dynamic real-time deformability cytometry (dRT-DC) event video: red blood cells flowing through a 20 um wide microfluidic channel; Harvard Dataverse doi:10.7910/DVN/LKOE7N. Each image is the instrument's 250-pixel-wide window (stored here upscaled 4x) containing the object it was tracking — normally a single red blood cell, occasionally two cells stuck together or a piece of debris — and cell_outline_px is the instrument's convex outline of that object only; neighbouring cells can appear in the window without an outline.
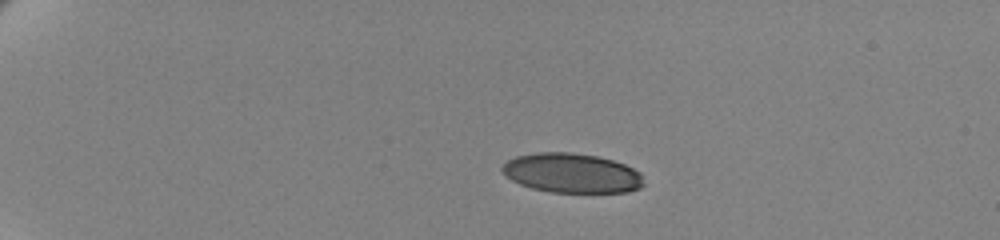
{"species": "human", "species_latin": "Homo sapiens", "temperature_condition": "cold", "stored_images_in_passage": 48, "camera_frame_rate_fps": 3000, "um_per_image_px": 0.085, "donor": {"sex": "female"}, "frame": {"image": 1, "passage_image": 1, "time_ms": 0.0, "image_size_px": [1000, 240], "cell_outline_px": [[644, 184], [640, 188], [628, 192], [552, 192], [532, 188], [520, 184], [512, 180], [500, 168], [508, 160], [516, 156], [536, 152], [572, 152], [596, 156], [612, 160], [624, 164], [640, 172]], "centroid_in_image_um": [48.61, 14.71], "position_along_channel_um": 36.4, "area_um2": 32.48}}
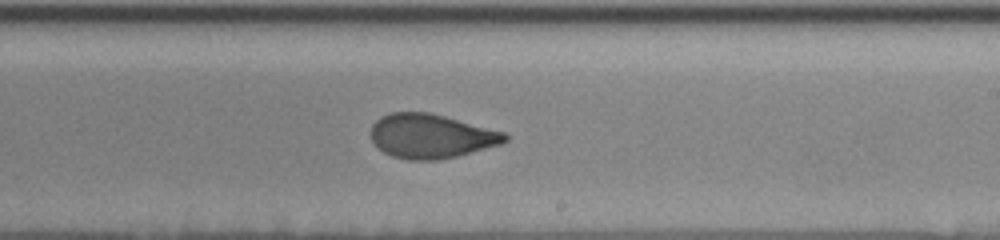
{"frame": {"image": 2, "passage_image": 27, "time_ms": 8.667, "image_size_px": [1000, 240], "cell_outline_px": [[508, 140], [500, 144], [456, 156], [440, 160], [408, 160], [392, 156], [384, 152], [372, 140], [372, 124], [380, 116], [392, 112], [428, 112], [444, 116], [504, 132], [508, 136]], "centroid_in_image_um": [36.62, 11.57], "position_along_channel_um": 252.4, "area_um2": 34.22}}
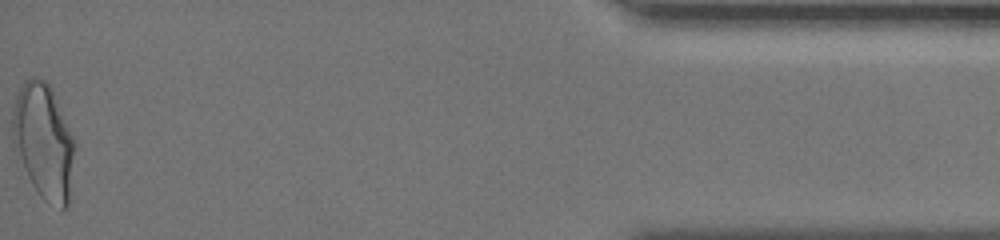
{"frame": {"image": 3, "passage_image": 48, "time_ms": 15.667, "image_size_px": [1000, 240], "cell_outline_px": [[76, 144], [68, 204], [64, 208], [60, 208], [44, 200], [36, 192], [12, 148], [12, 112], [16, 96], [20, 84], [24, 80], [32, 76], [36, 76], [44, 80], [52, 88], [76, 140]], "centroid_in_image_um": [3.7, 11.97], "position_along_channel_um": 431.5, "area_um2": 42.6}, "authors_computed_cell_mechanics": {"area_um2": 35.4603, "velocity_mm_per_s": 3.471, "shape_relaxation_time_tau1_ms": 4.8562, "shape_relaxation_time_tau2_ms": 1.0862, "deformation_change_tau1": 0.1677, "deformation_change_tau2": 0.0746}}